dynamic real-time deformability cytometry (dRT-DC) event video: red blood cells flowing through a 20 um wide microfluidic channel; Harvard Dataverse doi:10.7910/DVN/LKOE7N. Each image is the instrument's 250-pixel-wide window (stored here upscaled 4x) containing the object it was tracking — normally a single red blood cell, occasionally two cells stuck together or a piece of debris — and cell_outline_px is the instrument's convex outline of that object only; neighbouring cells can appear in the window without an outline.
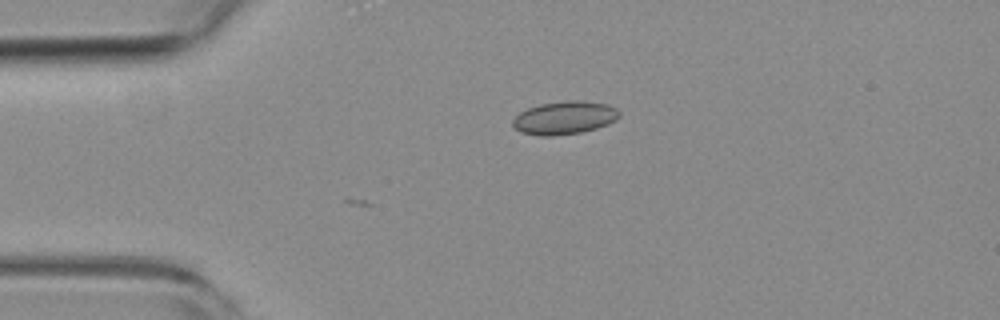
{"species": "common noctule bat (a hibernating species)", "species_latin": "Nyctalus noctula", "temperature_condition": "room temperature", "stored_images_in_passage": 5, "camera_frame_rate_fps": 3000, "um_per_image_px": 0.085, "animal": {"sex": "female", "body_mass_g": 19.3, "forearm_length_mm": 54.1}, "frame": {"image": 1, "passage_image": 5, "time_ms": 1.333, "image_size_px": [1000, 320], "cell_outline_px": [[620, 116], [616, 120], [608, 124], [596, 128], [580, 132], [552, 136], [540, 136], [520, 132], [512, 124], [512, 120], [520, 112], [528, 108], [540, 104], [564, 100], [580, 100], [608, 104], [616, 108], [620, 112]], "centroid_in_image_um": [47.99, 10.0], "position_along_channel_um": 37.0, "area_um2": 20.63}}